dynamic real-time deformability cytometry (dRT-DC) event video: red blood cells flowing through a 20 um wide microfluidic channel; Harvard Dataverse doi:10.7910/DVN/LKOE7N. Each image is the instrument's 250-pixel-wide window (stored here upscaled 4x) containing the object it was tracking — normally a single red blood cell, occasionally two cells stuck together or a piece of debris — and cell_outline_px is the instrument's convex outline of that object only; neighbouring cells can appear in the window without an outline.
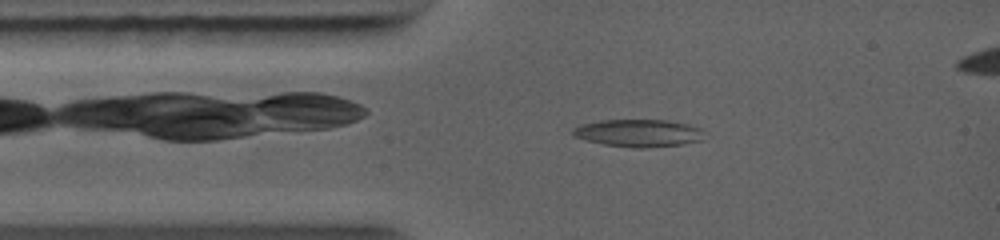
{"species": "common noctule bat (a hibernating species)", "species_latin": "Nyctalus noctula", "temperature_condition": "warm", "stored_images_in_passage": 74, "camera_frame_rate_fps": 5000, "um_per_image_px": 0.085, "animal": {"sex": "female", "body_mass_g": 19.0, "forearm_length_mm": 56.7}, "frame": {"image": 1, "passage_image": 6, "time_ms": 0.6, "image_size_px": [1000, 240], "cell_outline_px": [[712, 136], [704, 140], [684, 144], [648, 148], [632, 148], [604, 144], [572, 136], [572, 128], [580, 124], [600, 120], [668, 120], [688, 124], [700, 128]], "centroid_in_image_um": [54.37, 11.31], "position_along_channel_um": 30.6, "area_um2": 21.62}}
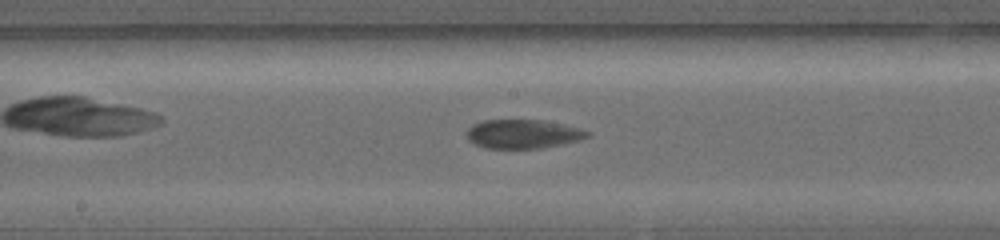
{"frame": {"image": 2, "passage_image": 38, "time_ms": 4.6, "image_size_px": [1000, 240], "cell_outline_px": [[592, 136], [580, 140], [564, 144], [540, 148], [484, 148], [472, 144], [468, 140], [464, 132], [472, 124], [484, 120], [544, 120], [564, 124], [580, 128], [592, 132]], "centroid_in_image_um": [44.46, 11.39], "position_along_channel_um": 203.7, "area_um2": 20.81}}
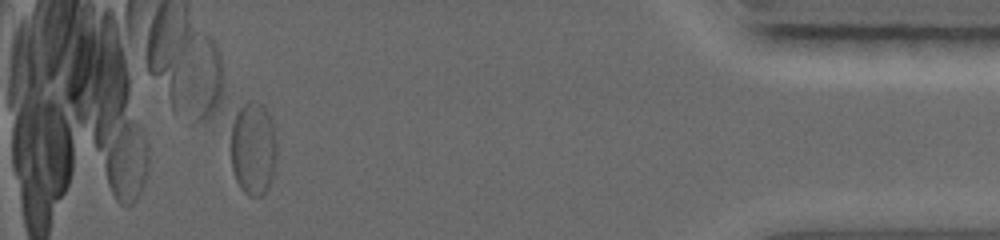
{"frame": {"image": 3, "passage_image": 74, "time_ms": 10.6, "image_size_px": [1000, 240], "cell_outline_px": [[276, 164], [268, 188], [260, 196], [248, 196], [240, 188], [232, 172], [232, 124], [236, 112], [248, 100], [252, 100], [264, 104], [268, 112], [272, 124], [276, 140]], "centroid_in_image_um": [21.53, 12.62], "position_along_channel_um": 413.7, "area_um2": 25.09}}